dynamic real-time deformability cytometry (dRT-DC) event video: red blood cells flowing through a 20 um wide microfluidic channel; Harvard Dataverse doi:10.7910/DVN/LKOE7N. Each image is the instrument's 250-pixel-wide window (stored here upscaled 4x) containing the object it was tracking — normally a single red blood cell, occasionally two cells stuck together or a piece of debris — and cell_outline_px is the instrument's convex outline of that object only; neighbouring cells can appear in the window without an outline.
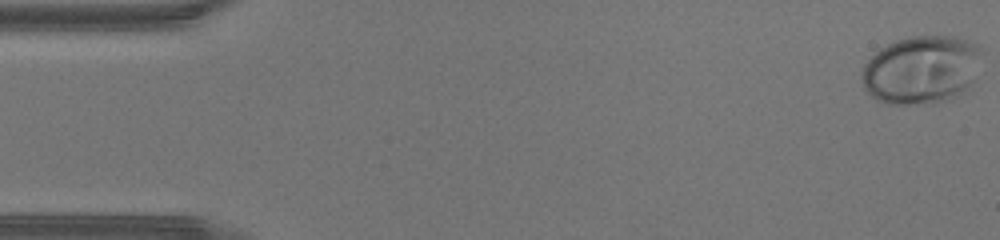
{"species": "human", "species_latin": "Homo sapiens", "temperature_condition": "warm", "stored_images_in_passage": 45, "camera_frame_rate_fps": 3000, "um_per_image_px": 0.085, "donor": {"sex": "male"}, "frame": {"image": 1, "passage_image": 1, "time_ms": 0.0, "image_size_px": [1000, 240], "cell_outline_px": [[984, 52], [976, 80], [968, 88], [952, 100], [936, 104], [884, 104], [876, 100], [864, 88], [860, 76], [864, 64], [880, 48], [896, 40], [912, 36], [956, 36], [980, 44], [984, 48]], "centroid_in_image_um": [78.39, 5.94], "position_along_channel_um": 6.6, "area_um2": 49.13}}
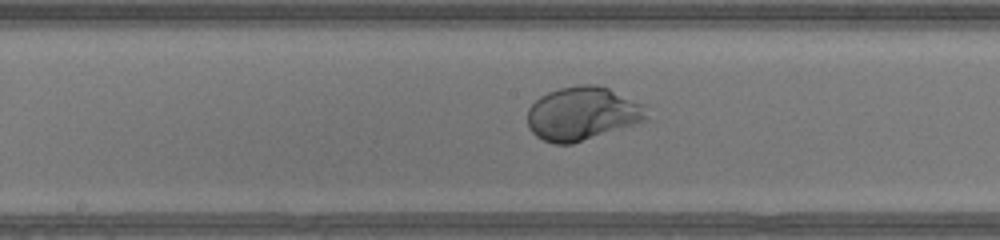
{"frame": {"image": 2, "passage_image": 23, "time_ms": 7.333, "image_size_px": [1000, 240], "cell_outline_px": [[648, 120], [572, 144], [556, 144], [544, 140], [536, 136], [528, 128], [528, 108], [540, 96], [548, 92], [560, 88], [580, 84], [596, 84], [608, 88], [648, 104]], "centroid_in_image_um": [49.56, 9.64], "position_along_channel_um": 198.6, "area_um2": 37.63}}
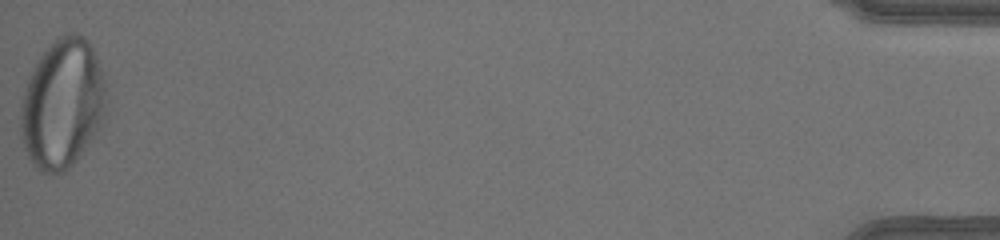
{"frame": {"image": 3, "passage_image": 45, "time_ms": 14.667, "image_size_px": [1000, 240], "cell_outline_px": [[108, 116], [100, 128], [76, 160], [64, 172], [40, 172], [32, 164], [24, 148], [20, 136], [20, 104], [32, 68], [40, 56], [60, 36], [68, 32], [80, 32], [88, 40], [104, 72], [108, 104]], "centroid_in_image_um": [5.34, 8.82], "position_along_channel_um": 429.9, "area_um2": 65.55}}